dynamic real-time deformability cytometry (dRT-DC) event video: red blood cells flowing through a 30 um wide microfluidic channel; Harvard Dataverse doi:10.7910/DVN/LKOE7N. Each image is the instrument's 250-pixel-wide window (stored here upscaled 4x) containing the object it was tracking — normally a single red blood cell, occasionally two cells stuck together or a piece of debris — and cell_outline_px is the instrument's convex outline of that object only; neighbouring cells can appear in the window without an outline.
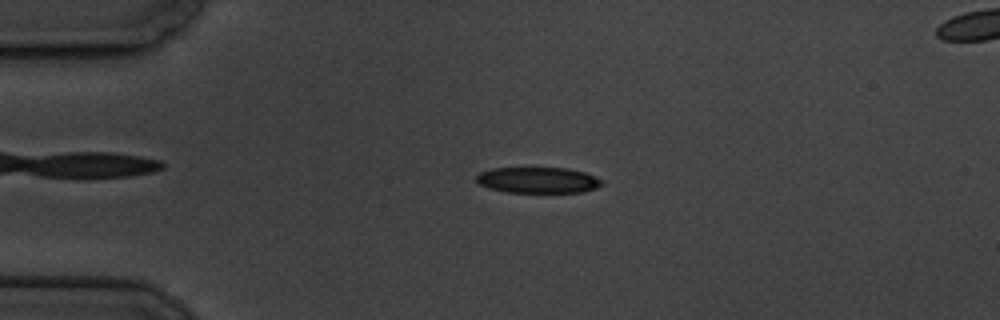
{"species": "common noctule bat (a hibernating species)", "species_latin": "Nyctalus noctula", "temperature_condition": "cold", "stored_images_in_passage": 4, "segment_of_instrument_passage": [1, 2], "camera_frame_rate_fps": 3000, "um_per_image_px": 0.085, "animal": {"sex": "male", "body_mass_g": 19.5, "forearm_length_mm": 54.6}, "frame": {"image": 1, "passage_image": 2, "time_ms": 1.333, "image_size_px": [1000, 320], "cell_outline_px": [[604, 184], [596, 188], [580, 192], [508, 192], [488, 188], [480, 184], [476, 180], [476, 176], [480, 172], [492, 168], [568, 168], [584, 172], [596, 176], [604, 180]], "centroid_in_image_um": [45.76, 15.3], "position_along_channel_um": 39.2, "area_um2": 19.02}}